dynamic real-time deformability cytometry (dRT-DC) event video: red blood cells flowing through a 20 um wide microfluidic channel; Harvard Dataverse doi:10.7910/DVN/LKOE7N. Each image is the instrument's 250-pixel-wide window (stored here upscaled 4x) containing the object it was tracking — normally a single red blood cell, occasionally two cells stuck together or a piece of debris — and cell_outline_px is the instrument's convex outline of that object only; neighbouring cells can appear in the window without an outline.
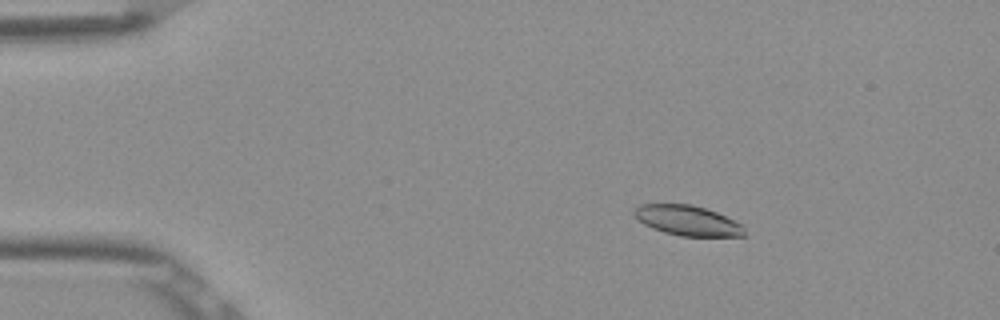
{"species": "Egyptian fruit bat (a non-hibernating species)", "species_latin": "Rousettus aegyptiacus", "temperature_condition": "room temperature", "stored_images_in_passage": 5, "camera_frame_rate_fps": 3000, "um_per_image_px": 0.085, "frame": {"image": 1, "passage_image": 3, "time_ms": 0.667, "image_size_px": [1000, 320], "cell_outline_px": [[748, 236], [680, 236], [664, 232], [652, 228], [644, 224], [632, 212], [640, 204], [692, 204], [716, 212], [744, 224]], "centroid_in_image_um": [58.51, 18.75], "position_along_channel_um": 26.5, "area_um2": 19.42}}